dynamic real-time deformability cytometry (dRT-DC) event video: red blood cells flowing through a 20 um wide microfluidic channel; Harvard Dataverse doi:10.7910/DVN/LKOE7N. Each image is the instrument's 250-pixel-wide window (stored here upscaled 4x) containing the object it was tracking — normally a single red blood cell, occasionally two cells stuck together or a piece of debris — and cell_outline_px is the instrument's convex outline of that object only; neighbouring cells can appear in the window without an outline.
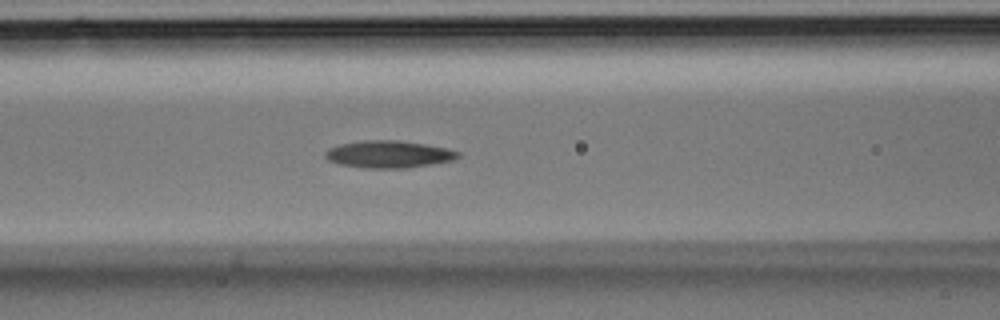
{"species": "Egyptian fruit bat (a non-hibernating species)", "species_latin": "Rousettus aegyptiacus", "temperature_condition": "room temperature", "stored_images_in_passage": 32, "camera_frame_rate_fps": 3000, "um_per_image_px": 0.085, "animal": {"sex": "male"}, "frame": {"image": 1, "passage_image": 14, "time_ms": 4.333, "image_size_px": [1000, 320], "cell_outline_px": [[460, 156], [452, 160], [432, 164], [404, 168], [368, 168], [340, 164], [328, 160], [324, 156], [324, 152], [328, 148], [340, 144], [364, 140], [400, 140], [448, 148], [460, 152]], "centroid_in_image_um": [33.03, 13.1], "position_along_channel_um": 133.6, "area_um2": 21.04}}
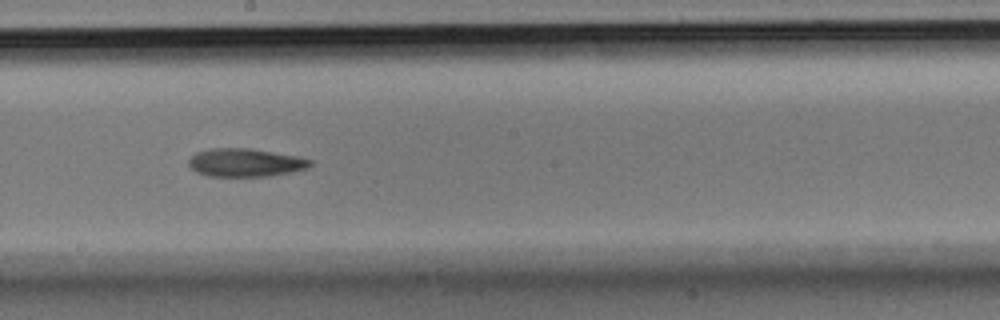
{"frame": {"image": 2, "passage_image": 19, "time_ms": 6.0, "image_size_px": [1000, 320], "cell_outline_px": [[312, 164], [308, 168], [268, 176], [208, 176], [196, 172], [188, 164], [188, 160], [196, 152], [212, 148], [252, 148], [296, 156], [312, 160]], "centroid_in_image_um": [20.83, 13.81], "position_along_channel_um": 227.4, "area_um2": 19.88}}
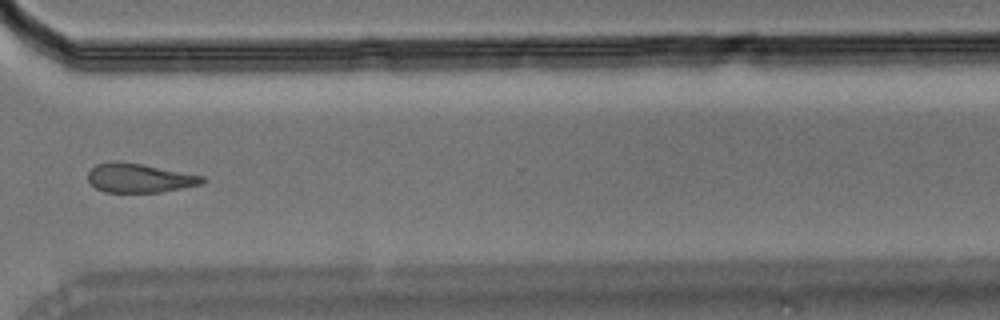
{"frame": {"image": 3, "passage_image": 26, "time_ms": 8.333, "image_size_px": [1000, 320], "cell_outline_px": [[208, 180], [200, 184], [160, 192], [104, 192], [96, 188], [88, 180], [88, 172], [96, 164], [112, 160], [120, 160], [144, 164], [204, 176]], "centroid_in_image_um": [11.83, 15.11], "position_along_channel_um": 358.8, "area_um2": 19.54}}